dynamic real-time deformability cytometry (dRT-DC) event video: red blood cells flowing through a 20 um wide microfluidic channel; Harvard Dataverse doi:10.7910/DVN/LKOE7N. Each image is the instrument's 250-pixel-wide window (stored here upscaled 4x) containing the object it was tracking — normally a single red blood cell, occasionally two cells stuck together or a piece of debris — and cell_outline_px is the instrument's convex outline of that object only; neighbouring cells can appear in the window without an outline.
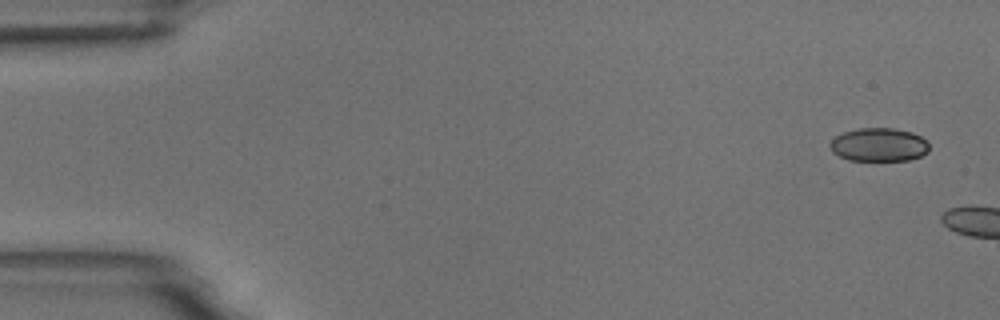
{"species": "common noctule bat (a hibernating species)", "species_latin": "Nyctalus noctula", "temperature_condition": "room temperature", "stored_images_in_passage": 2, "camera_frame_rate_fps": 3000, "um_per_image_px": 0.085, "animal": {"sex": "male", "body_mass_g": 18.8}, "frame": {"image": 1, "passage_image": 1, "time_ms": 0.0, "image_size_px": [1000, 320], "cell_outline_px": [[928, 152], [920, 156], [908, 160], [848, 160], [832, 152], [828, 144], [836, 136], [844, 132], [860, 128], [892, 128], [912, 132], [928, 140]], "centroid_in_image_um": [74.7, 12.3], "position_along_channel_um": 10.3, "area_um2": 19.31}}